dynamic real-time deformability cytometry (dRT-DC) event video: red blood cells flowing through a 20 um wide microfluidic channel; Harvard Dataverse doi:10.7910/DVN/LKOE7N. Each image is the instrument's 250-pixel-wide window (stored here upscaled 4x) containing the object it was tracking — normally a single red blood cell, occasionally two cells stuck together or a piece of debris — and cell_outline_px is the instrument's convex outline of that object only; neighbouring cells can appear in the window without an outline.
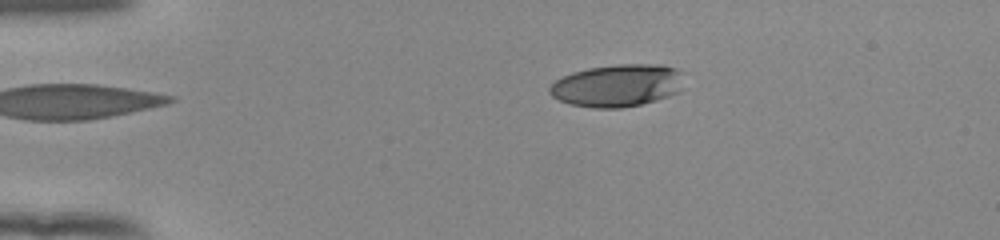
{"species": "human", "species_latin": "Homo sapiens", "temperature_condition": "room temperature", "stored_images_in_passage": 43, "camera_frame_rate_fps": 3000, "um_per_image_px": 0.085, "donor": {"sex": "female"}, "frame": {"image": 1, "passage_image": 1, "time_ms": 0.0, "image_size_px": [1000, 240], "cell_outline_px": [[684, 72], [680, 92], [656, 100], [640, 104], [620, 108], [592, 108], [572, 104], [560, 100], [552, 96], [548, 92], [548, 88], [556, 80], [572, 72], [588, 68], [616, 64], [660, 64], [676, 68]], "centroid_in_image_um": [52.5, 7.26], "position_along_channel_um": 32.5, "area_um2": 33.41}}
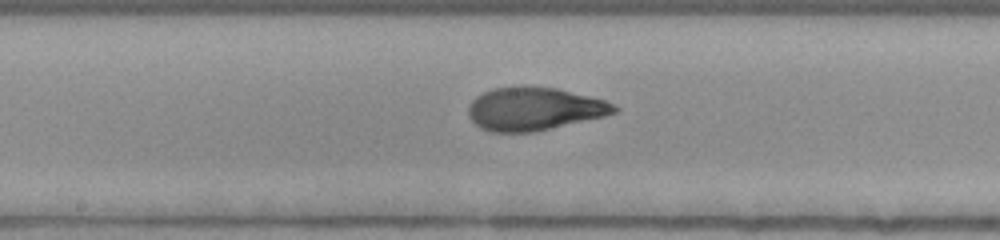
{"frame": {"image": 2, "passage_image": 19, "time_ms": 6.0, "image_size_px": [1000, 240], "cell_outline_px": [[620, 108], [616, 112], [604, 116], [532, 132], [492, 132], [480, 128], [468, 116], [468, 108], [472, 100], [476, 96], [492, 88], [556, 88], [604, 100], [616, 104]], "centroid_in_image_um": [45.4, 9.27], "position_along_channel_um": 202.8, "area_um2": 35.89}}
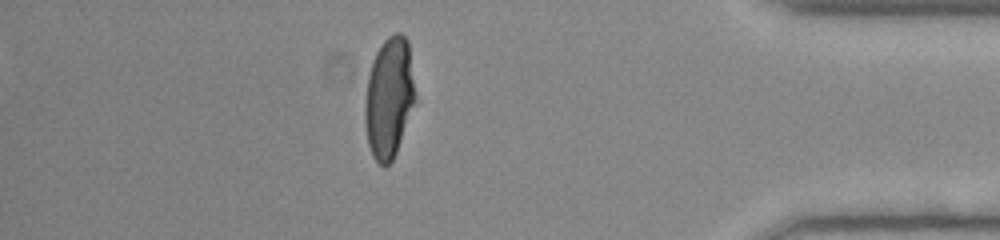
{"frame": {"image": 3, "passage_image": 37, "time_ms": 12.0, "image_size_px": [1000, 240], "cell_outline_px": [[416, 100], [396, 152], [392, 160], [384, 168], [372, 156], [368, 144], [364, 124], [364, 104], [368, 76], [372, 60], [376, 52], [384, 40], [388, 36], [396, 32], [400, 32], [408, 40], [416, 96]], "centroid_in_image_um": [33.06, 8.3], "position_along_channel_um": 402.1, "area_um2": 35.6}, "authors_computed_cell_mechanics": {"area_um2": 36.125, "velocity_mm_per_s": 3.8822, "shape_relaxation_time_tau1_ms": 4.2182, "shape_relaxation_time_tau2_ms": 0.8217, "deformation_change_tau1": 0.1905, "deformation_change_tau2": 0.0683}}